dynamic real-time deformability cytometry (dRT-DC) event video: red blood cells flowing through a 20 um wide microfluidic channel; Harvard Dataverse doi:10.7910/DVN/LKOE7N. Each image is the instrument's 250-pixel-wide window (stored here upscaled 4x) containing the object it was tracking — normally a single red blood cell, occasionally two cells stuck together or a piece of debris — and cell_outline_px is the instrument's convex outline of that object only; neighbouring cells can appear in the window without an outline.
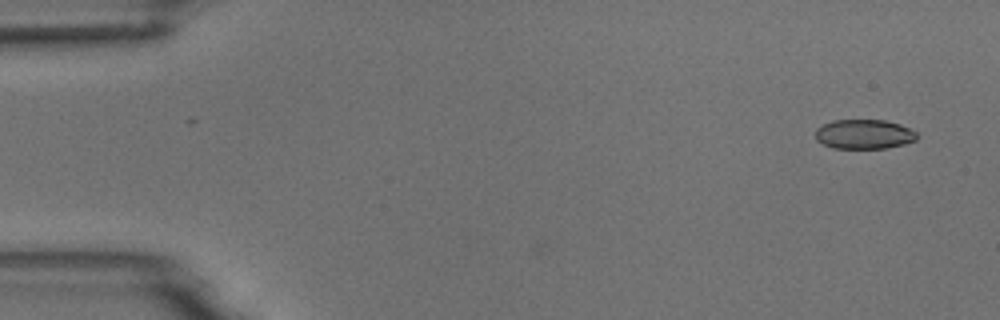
{"species": "common noctule bat (a hibernating species)", "species_latin": "Nyctalus noctula", "temperature_condition": "room temperature", "stored_images_in_passage": 4, "camera_frame_rate_fps": 3000, "um_per_image_px": 0.085, "animal": {"sex": "male", "body_mass_g": 18.8}, "frame": {"image": 1, "passage_image": 1, "time_ms": 0.0, "image_size_px": [1000, 320], "cell_outline_px": [[916, 140], [904, 144], [884, 148], [832, 148], [816, 140], [816, 128], [832, 120], [884, 120], [900, 124], [916, 132]], "centroid_in_image_um": [73.43, 11.4], "position_along_channel_um": 11.6, "area_um2": 17.34}}
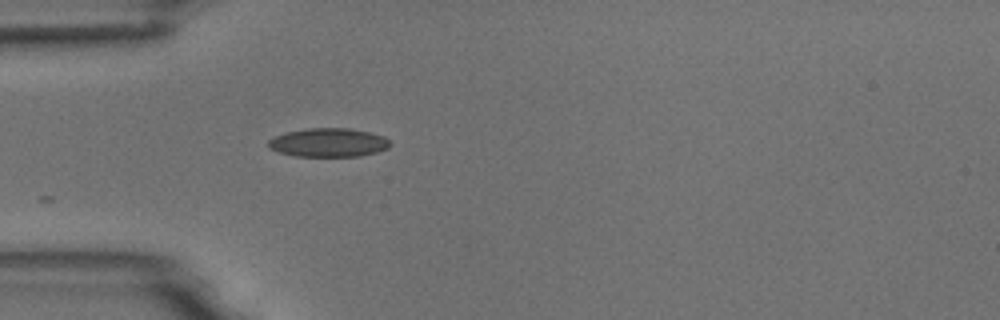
{"frame": {"image": 2, "passage_image": 4, "time_ms": 4.333, "image_size_px": [1000, 320], "cell_outline_px": [[392, 144], [388, 148], [376, 152], [360, 156], [296, 156], [280, 152], [268, 148], [268, 140], [276, 136], [288, 132], [308, 128], [348, 128], [368, 132], [384, 136]], "centroid_in_image_um": [27.94, 12.12], "position_along_channel_um": 57.1, "area_um2": 20.23}}